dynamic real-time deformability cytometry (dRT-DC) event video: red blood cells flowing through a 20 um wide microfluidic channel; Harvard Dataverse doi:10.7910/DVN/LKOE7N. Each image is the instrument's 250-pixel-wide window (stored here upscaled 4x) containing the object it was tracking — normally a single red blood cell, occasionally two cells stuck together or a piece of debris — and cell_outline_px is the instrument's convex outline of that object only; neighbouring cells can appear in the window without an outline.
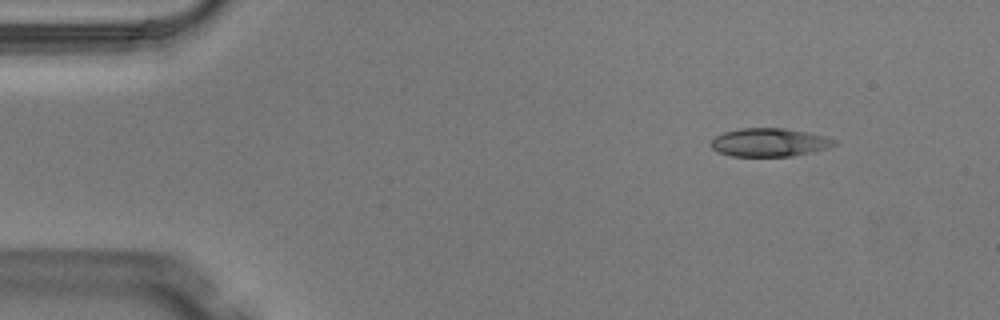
{"species": "Egyptian fruit bat (a non-hibernating species)", "species_latin": "Rousettus aegyptiacus", "temperature_condition": "warm", "stored_images_in_passage": 4, "camera_frame_rate_fps": 3000, "um_per_image_px": 0.085, "animal": {"sex": "male"}, "frame": {"image": 1, "passage_image": 2, "time_ms": 0.333, "image_size_px": [1000, 320], "cell_outline_px": [[836, 144], [828, 148], [812, 152], [792, 156], [732, 156], [716, 152], [708, 144], [716, 136], [724, 132], [740, 128], [784, 128], [808, 132], [824, 136], [836, 140]], "centroid_in_image_um": [65.37, 12.1], "position_along_channel_um": 19.6, "area_um2": 20.46}}
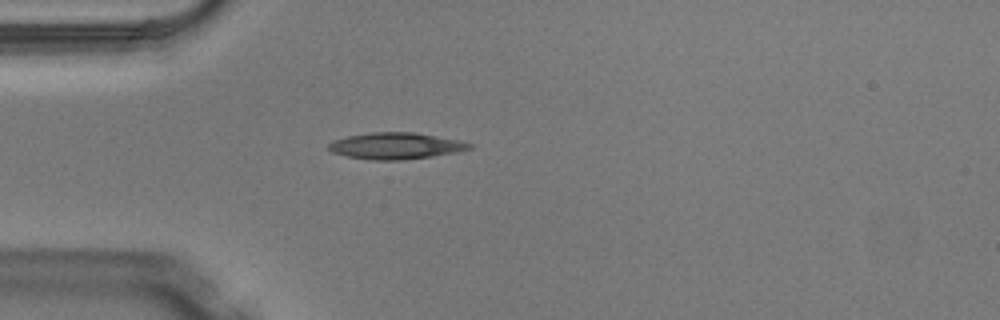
{"frame": {"image": 2, "passage_image": 4, "time_ms": 1.0, "image_size_px": [1000, 320], "cell_outline_px": [[472, 148], [456, 152], [432, 156], [404, 160], [372, 160], [348, 156], [332, 152], [328, 148], [328, 144], [332, 140], [348, 136], [372, 132], [412, 132], [460, 140], [472, 144]], "centroid_in_image_um": [33.63, 12.4], "position_along_channel_um": 51.4, "area_um2": 21.62}}